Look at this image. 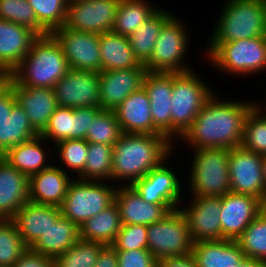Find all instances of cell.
Wrapping results in <instances>:
<instances>
[{"label": "cell", "instance_id": "1", "mask_svg": "<svg viewBox=\"0 0 266 267\" xmlns=\"http://www.w3.org/2000/svg\"><path fill=\"white\" fill-rule=\"evenodd\" d=\"M206 101L192 126L180 138L196 150L200 148L239 147L243 140L244 122L256 102L226 101L217 94ZM223 100V101H222Z\"/></svg>", "mask_w": 266, "mask_h": 267}, {"label": "cell", "instance_id": "2", "mask_svg": "<svg viewBox=\"0 0 266 267\" xmlns=\"http://www.w3.org/2000/svg\"><path fill=\"white\" fill-rule=\"evenodd\" d=\"M172 143L160 134L123 133L113 145L112 180L132 185L172 156Z\"/></svg>", "mask_w": 266, "mask_h": 267}, {"label": "cell", "instance_id": "3", "mask_svg": "<svg viewBox=\"0 0 266 267\" xmlns=\"http://www.w3.org/2000/svg\"><path fill=\"white\" fill-rule=\"evenodd\" d=\"M68 70L60 44L47 34L32 43L31 50L12 70V81L20 86L53 88Z\"/></svg>", "mask_w": 266, "mask_h": 267}, {"label": "cell", "instance_id": "4", "mask_svg": "<svg viewBox=\"0 0 266 267\" xmlns=\"http://www.w3.org/2000/svg\"><path fill=\"white\" fill-rule=\"evenodd\" d=\"M208 39L207 56L222 42L264 36L266 0H226ZM210 43V44H209Z\"/></svg>", "mask_w": 266, "mask_h": 267}, {"label": "cell", "instance_id": "5", "mask_svg": "<svg viewBox=\"0 0 266 267\" xmlns=\"http://www.w3.org/2000/svg\"><path fill=\"white\" fill-rule=\"evenodd\" d=\"M194 70L173 73L171 98V142L181 138L192 126L213 91ZM176 137H175V136Z\"/></svg>", "mask_w": 266, "mask_h": 267}, {"label": "cell", "instance_id": "6", "mask_svg": "<svg viewBox=\"0 0 266 267\" xmlns=\"http://www.w3.org/2000/svg\"><path fill=\"white\" fill-rule=\"evenodd\" d=\"M230 149L200 148L194 150L191 164V196L221 197L230 189L228 160Z\"/></svg>", "mask_w": 266, "mask_h": 267}, {"label": "cell", "instance_id": "7", "mask_svg": "<svg viewBox=\"0 0 266 267\" xmlns=\"http://www.w3.org/2000/svg\"><path fill=\"white\" fill-rule=\"evenodd\" d=\"M115 190L104 181L74 179L60 206L61 215L80 226L114 202Z\"/></svg>", "mask_w": 266, "mask_h": 267}, {"label": "cell", "instance_id": "8", "mask_svg": "<svg viewBox=\"0 0 266 267\" xmlns=\"http://www.w3.org/2000/svg\"><path fill=\"white\" fill-rule=\"evenodd\" d=\"M207 58L222 72L250 76L266 70V39L259 36L222 42Z\"/></svg>", "mask_w": 266, "mask_h": 267}, {"label": "cell", "instance_id": "9", "mask_svg": "<svg viewBox=\"0 0 266 267\" xmlns=\"http://www.w3.org/2000/svg\"><path fill=\"white\" fill-rule=\"evenodd\" d=\"M147 241L148 250L158 261L168 257L189 255L194 243L187 219L179 208L147 226Z\"/></svg>", "mask_w": 266, "mask_h": 267}, {"label": "cell", "instance_id": "10", "mask_svg": "<svg viewBox=\"0 0 266 267\" xmlns=\"http://www.w3.org/2000/svg\"><path fill=\"white\" fill-rule=\"evenodd\" d=\"M187 31L188 29L180 19L173 16L159 33L150 60L144 65L146 70L163 73L192 70L183 62L189 46L190 37H188L189 32Z\"/></svg>", "mask_w": 266, "mask_h": 267}, {"label": "cell", "instance_id": "11", "mask_svg": "<svg viewBox=\"0 0 266 267\" xmlns=\"http://www.w3.org/2000/svg\"><path fill=\"white\" fill-rule=\"evenodd\" d=\"M263 158L242 146L235 147L229 152L228 172L231 192L254 196L266 205Z\"/></svg>", "mask_w": 266, "mask_h": 267}, {"label": "cell", "instance_id": "12", "mask_svg": "<svg viewBox=\"0 0 266 267\" xmlns=\"http://www.w3.org/2000/svg\"><path fill=\"white\" fill-rule=\"evenodd\" d=\"M60 44L69 68L101 72L100 34L63 25L50 33Z\"/></svg>", "mask_w": 266, "mask_h": 267}, {"label": "cell", "instance_id": "13", "mask_svg": "<svg viewBox=\"0 0 266 267\" xmlns=\"http://www.w3.org/2000/svg\"><path fill=\"white\" fill-rule=\"evenodd\" d=\"M53 91L59 107H100L98 72L69 68Z\"/></svg>", "mask_w": 266, "mask_h": 267}, {"label": "cell", "instance_id": "14", "mask_svg": "<svg viewBox=\"0 0 266 267\" xmlns=\"http://www.w3.org/2000/svg\"><path fill=\"white\" fill-rule=\"evenodd\" d=\"M121 0H77L68 3L65 26L72 30L104 33L112 31Z\"/></svg>", "mask_w": 266, "mask_h": 267}, {"label": "cell", "instance_id": "15", "mask_svg": "<svg viewBox=\"0 0 266 267\" xmlns=\"http://www.w3.org/2000/svg\"><path fill=\"white\" fill-rule=\"evenodd\" d=\"M266 205L258 198L228 192L221 196L220 223L222 240H237Z\"/></svg>", "mask_w": 266, "mask_h": 267}, {"label": "cell", "instance_id": "16", "mask_svg": "<svg viewBox=\"0 0 266 267\" xmlns=\"http://www.w3.org/2000/svg\"><path fill=\"white\" fill-rule=\"evenodd\" d=\"M102 111L100 107H57L45 130L40 134L53 144L65 139L85 140L91 122Z\"/></svg>", "mask_w": 266, "mask_h": 267}, {"label": "cell", "instance_id": "17", "mask_svg": "<svg viewBox=\"0 0 266 267\" xmlns=\"http://www.w3.org/2000/svg\"><path fill=\"white\" fill-rule=\"evenodd\" d=\"M37 135L39 133L32 127L22 107L16 103L14 93L9 87L0 96V156Z\"/></svg>", "mask_w": 266, "mask_h": 267}, {"label": "cell", "instance_id": "18", "mask_svg": "<svg viewBox=\"0 0 266 267\" xmlns=\"http://www.w3.org/2000/svg\"><path fill=\"white\" fill-rule=\"evenodd\" d=\"M189 206L181 208L189 225L193 242L222 240L220 223L221 197L191 196Z\"/></svg>", "mask_w": 266, "mask_h": 267}, {"label": "cell", "instance_id": "19", "mask_svg": "<svg viewBox=\"0 0 266 267\" xmlns=\"http://www.w3.org/2000/svg\"><path fill=\"white\" fill-rule=\"evenodd\" d=\"M147 72L144 65L137 68L99 72L100 108L115 111L131 93L143 87Z\"/></svg>", "mask_w": 266, "mask_h": 267}, {"label": "cell", "instance_id": "20", "mask_svg": "<svg viewBox=\"0 0 266 267\" xmlns=\"http://www.w3.org/2000/svg\"><path fill=\"white\" fill-rule=\"evenodd\" d=\"M143 87L150 100L153 134L164 135L171 141L173 73L147 72Z\"/></svg>", "mask_w": 266, "mask_h": 267}, {"label": "cell", "instance_id": "21", "mask_svg": "<svg viewBox=\"0 0 266 267\" xmlns=\"http://www.w3.org/2000/svg\"><path fill=\"white\" fill-rule=\"evenodd\" d=\"M114 202L118 207L122 225L141 224L149 226L158 222L174 209L169 204L149 203L132 185L116 186Z\"/></svg>", "mask_w": 266, "mask_h": 267}, {"label": "cell", "instance_id": "22", "mask_svg": "<svg viewBox=\"0 0 266 267\" xmlns=\"http://www.w3.org/2000/svg\"><path fill=\"white\" fill-rule=\"evenodd\" d=\"M152 169L147 175L135 181L132 186L149 203L169 204L174 210L183 195L179 178L171 168L164 165ZM171 169V170H170Z\"/></svg>", "mask_w": 266, "mask_h": 267}, {"label": "cell", "instance_id": "23", "mask_svg": "<svg viewBox=\"0 0 266 267\" xmlns=\"http://www.w3.org/2000/svg\"><path fill=\"white\" fill-rule=\"evenodd\" d=\"M10 87L16 103L25 111L32 127L41 134L58 107L53 88L20 86L13 81Z\"/></svg>", "mask_w": 266, "mask_h": 267}, {"label": "cell", "instance_id": "24", "mask_svg": "<svg viewBox=\"0 0 266 267\" xmlns=\"http://www.w3.org/2000/svg\"><path fill=\"white\" fill-rule=\"evenodd\" d=\"M72 180L65 169L51 165L29 177V202L60 207Z\"/></svg>", "mask_w": 266, "mask_h": 267}, {"label": "cell", "instance_id": "25", "mask_svg": "<svg viewBox=\"0 0 266 267\" xmlns=\"http://www.w3.org/2000/svg\"><path fill=\"white\" fill-rule=\"evenodd\" d=\"M29 201V177L0 156V219H12Z\"/></svg>", "mask_w": 266, "mask_h": 267}, {"label": "cell", "instance_id": "26", "mask_svg": "<svg viewBox=\"0 0 266 267\" xmlns=\"http://www.w3.org/2000/svg\"><path fill=\"white\" fill-rule=\"evenodd\" d=\"M61 216L60 207L27 202L11 219L24 244L30 248Z\"/></svg>", "mask_w": 266, "mask_h": 267}, {"label": "cell", "instance_id": "27", "mask_svg": "<svg viewBox=\"0 0 266 267\" xmlns=\"http://www.w3.org/2000/svg\"><path fill=\"white\" fill-rule=\"evenodd\" d=\"M38 37L35 31L26 26L0 19V65L12 71Z\"/></svg>", "mask_w": 266, "mask_h": 267}, {"label": "cell", "instance_id": "28", "mask_svg": "<svg viewBox=\"0 0 266 267\" xmlns=\"http://www.w3.org/2000/svg\"><path fill=\"white\" fill-rule=\"evenodd\" d=\"M115 114L123 133L153 134L150 100L144 87L123 100Z\"/></svg>", "mask_w": 266, "mask_h": 267}, {"label": "cell", "instance_id": "29", "mask_svg": "<svg viewBox=\"0 0 266 267\" xmlns=\"http://www.w3.org/2000/svg\"><path fill=\"white\" fill-rule=\"evenodd\" d=\"M192 256L197 267H234L245 258L235 240H201L193 243Z\"/></svg>", "mask_w": 266, "mask_h": 267}, {"label": "cell", "instance_id": "30", "mask_svg": "<svg viewBox=\"0 0 266 267\" xmlns=\"http://www.w3.org/2000/svg\"><path fill=\"white\" fill-rule=\"evenodd\" d=\"M79 239V226L61 215L30 249L55 259L72 247Z\"/></svg>", "mask_w": 266, "mask_h": 267}, {"label": "cell", "instance_id": "31", "mask_svg": "<svg viewBox=\"0 0 266 267\" xmlns=\"http://www.w3.org/2000/svg\"><path fill=\"white\" fill-rule=\"evenodd\" d=\"M47 142L40 134L8 149L1 157L22 174L30 177L50 167L46 163L47 151L41 143Z\"/></svg>", "mask_w": 266, "mask_h": 267}, {"label": "cell", "instance_id": "32", "mask_svg": "<svg viewBox=\"0 0 266 267\" xmlns=\"http://www.w3.org/2000/svg\"><path fill=\"white\" fill-rule=\"evenodd\" d=\"M101 71L140 67L130 46L129 38L113 31L100 34Z\"/></svg>", "mask_w": 266, "mask_h": 267}, {"label": "cell", "instance_id": "33", "mask_svg": "<svg viewBox=\"0 0 266 267\" xmlns=\"http://www.w3.org/2000/svg\"><path fill=\"white\" fill-rule=\"evenodd\" d=\"M170 12L159 7L146 22L128 36L133 53L141 65H145L150 60L159 33L173 17V13Z\"/></svg>", "mask_w": 266, "mask_h": 267}, {"label": "cell", "instance_id": "34", "mask_svg": "<svg viewBox=\"0 0 266 267\" xmlns=\"http://www.w3.org/2000/svg\"><path fill=\"white\" fill-rule=\"evenodd\" d=\"M119 210L115 202L79 226L80 239L112 245L121 229Z\"/></svg>", "mask_w": 266, "mask_h": 267}, {"label": "cell", "instance_id": "35", "mask_svg": "<svg viewBox=\"0 0 266 267\" xmlns=\"http://www.w3.org/2000/svg\"><path fill=\"white\" fill-rule=\"evenodd\" d=\"M158 9L144 0H121L112 31L128 37Z\"/></svg>", "mask_w": 266, "mask_h": 267}, {"label": "cell", "instance_id": "36", "mask_svg": "<svg viewBox=\"0 0 266 267\" xmlns=\"http://www.w3.org/2000/svg\"><path fill=\"white\" fill-rule=\"evenodd\" d=\"M113 147L104 143H88L84 171L76 178L86 181L112 180Z\"/></svg>", "mask_w": 266, "mask_h": 267}, {"label": "cell", "instance_id": "37", "mask_svg": "<svg viewBox=\"0 0 266 267\" xmlns=\"http://www.w3.org/2000/svg\"><path fill=\"white\" fill-rule=\"evenodd\" d=\"M257 103L247 114L244 122L241 146L246 150L266 156V114Z\"/></svg>", "mask_w": 266, "mask_h": 267}, {"label": "cell", "instance_id": "38", "mask_svg": "<svg viewBox=\"0 0 266 267\" xmlns=\"http://www.w3.org/2000/svg\"><path fill=\"white\" fill-rule=\"evenodd\" d=\"M245 257L266 261V208L236 240Z\"/></svg>", "mask_w": 266, "mask_h": 267}, {"label": "cell", "instance_id": "39", "mask_svg": "<svg viewBox=\"0 0 266 267\" xmlns=\"http://www.w3.org/2000/svg\"><path fill=\"white\" fill-rule=\"evenodd\" d=\"M28 249L11 219H0V267H12Z\"/></svg>", "mask_w": 266, "mask_h": 267}, {"label": "cell", "instance_id": "40", "mask_svg": "<svg viewBox=\"0 0 266 267\" xmlns=\"http://www.w3.org/2000/svg\"><path fill=\"white\" fill-rule=\"evenodd\" d=\"M100 242L79 239L67 251L55 259V267H95L100 249Z\"/></svg>", "mask_w": 266, "mask_h": 267}, {"label": "cell", "instance_id": "41", "mask_svg": "<svg viewBox=\"0 0 266 267\" xmlns=\"http://www.w3.org/2000/svg\"><path fill=\"white\" fill-rule=\"evenodd\" d=\"M0 19L26 26L39 36L50 34L38 21L28 0H0Z\"/></svg>", "mask_w": 266, "mask_h": 267}, {"label": "cell", "instance_id": "42", "mask_svg": "<svg viewBox=\"0 0 266 267\" xmlns=\"http://www.w3.org/2000/svg\"><path fill=\"white\" fill-rule=\"evenodd\" d=\"M122 134L115 111L102 110L91 122L85 140L88 143H104L113 147Z\"/></svg>", "mask_w": 266, "mask_h": 267}, {"label": "cell", "instance_id": "43", "mask_svg": "<svg viewBox=\"0 0 266 267\" xmlns=\"http://www.w3.org/2000/svg\"><path fill=\"white\" fill-rule=\"evenodd\" d=\"M37 16V21L51 33L65 24L67 0H28Z\"/></svg>", "mask_w": 266, "mask_h": 267}, {"label": "cell", "instance_id": "44", "mask_svg": "<svg viewBox=\"0 0 266 267\" xmlns=\"http://www.w3.org/2000/svg\"><path fill=\"white\" fill-rule=\"evenodd\" d=\"M53 147H57V155L60 156L61 163L65 164V168L74 170L77 176L84 171L88 152V142L86 140L65 139L59 141Z\"/></svg>", "mask_w": 266, "mask_h": 267}, {"label": "cell", "instance_id": "45", "mask_svg": "<svg viewBox=\"0 0 266 267\" xmlns=\"http://www.w3.org/2000/svg\"><path fill=\"white\" fill-rule=\"evenodd\" d=\"M112 246L115 250L148 249L147 226L141 224L122 225Z\"/></svg>", "mask_w": 266, "mask_h": 267}, {"label": "cell", "instance_id": "46", "mask_svg": "<svg viewBox=\"0 0 266 267\" xmlns=\"http://www.w3.org/2000/svg\"><path fill=\"white\" fill-rule=\"evenodd\" d=\"M119 267H158V260L148 249L116 250Z\"/></svg>", "mask_w": 266, "mask_h": 267}, {"label": "cell", "instance_id": "47", "mask_svg": "<svg viewBox=\"0 0 266 267\" xmlns=\"http://www.w3.org/2000/svg\"><path fill=\"white\" fill-rule=\"evenodd\" d=\"M12 267H55L54 259L28 248Z\"/></svg>", "mask_w": 266, "mask_h": 267}, {"label": "cell", "instance_id": "48", "mask_svg": "<svg viewBox=\"0 0 266 267\" xmlns=\"http://www.w3.org/2000/svg\"><path fill=\"white\" fill-rule=\"evenodd\" d=\"M95 267H119L117 253L112 245H104L100 249Z\"/></svg>", "mask_w": 266, "mask_h": 267}, {"label": "cell", "instance_id": "49", "mask_svg": "<svg viewBox=\"0 0 266 267\" xmlns=\"http://www.w3.org/2000/svg\"><path fill=\"white\" fill-rule=\"evenodd\" d=\"M158 267H197L192 254L179 257H168L158 261Z\"/></svg>", "mask_w": 266, "mask_h": 267}, {"label": "cell", "instance_id": "50", "mask_svg": "<svg viewBox=\"0 0 266 267\" xmlns=\"http://www.w3.org/2000/svg\"><path fill=\"white\" fill-rule=\"evenodd\" d=\"M12 82V71L4 69L0 72V96L10 87Z\"/></svg>", "mask_w": 266, "mask_h": 267}, {"label": "cell", "instance_id": "51", "mask_svg": "<svg viewBox=\"0 0 266 267\" xmlns=\"http://www.w3.org/2000/svg\"><path fill=\"white\" fill-rule=\"evenodd\" d=\"M234 267H266V261L245 257Z\"/></svg>", "mask_w": 266, "mask_h": 267}, {"label": "cell", "instance_id": "52", "mask_svg": "<svg viewBox=\"0 0 266 267\" xmlns=\"http://www.w3.org/2000/svg\"><path fill=\"white\" fill-rule=\"evenodd\" d=\"M263 176H264V181L266 184V156L263 158Z\"/></svg>", "mask_w": 266, "mask_h": 267}, {"label": "cell", "instance_id": "53", "mask_svg": "<svg viewBox=\"0 0 266 267\" xmlns=\"http://www.w3.org/2000/svg\"><path fill=\"white\" fill-rule=\"evenodd\" d=\"M264 37L266 39V21H265V33H264Z\"/></svg>", "mask_w": 266, "mask_h": 267}, {"label": "cell", "instance_id": "54", "mask_svg": "<svg viewBox=\"0 0 266 267\" xmlns=\"http://www.w3.org/2000/svg\"><path fill=\"white\" fill-rule=\"evenodd\" d=\"M4 70V68L0 65V72H2Z\"/></svg>", "mask_w": 266, "mask_h": 267}, {"label": "cell", "instance_id": "55", "mask_svg": "<svg viewBox=\"0 0 266 267\" xmlns=\"http://www.w3.org/2000/svg\"><path fill=\"white\" fill-rule=\"evenodd\" d=\"M68 1V3H71V2H73V1H77V0H67Z\"/></svg>", "mask_w": 266, "mask_h": 267}]
</instances>
